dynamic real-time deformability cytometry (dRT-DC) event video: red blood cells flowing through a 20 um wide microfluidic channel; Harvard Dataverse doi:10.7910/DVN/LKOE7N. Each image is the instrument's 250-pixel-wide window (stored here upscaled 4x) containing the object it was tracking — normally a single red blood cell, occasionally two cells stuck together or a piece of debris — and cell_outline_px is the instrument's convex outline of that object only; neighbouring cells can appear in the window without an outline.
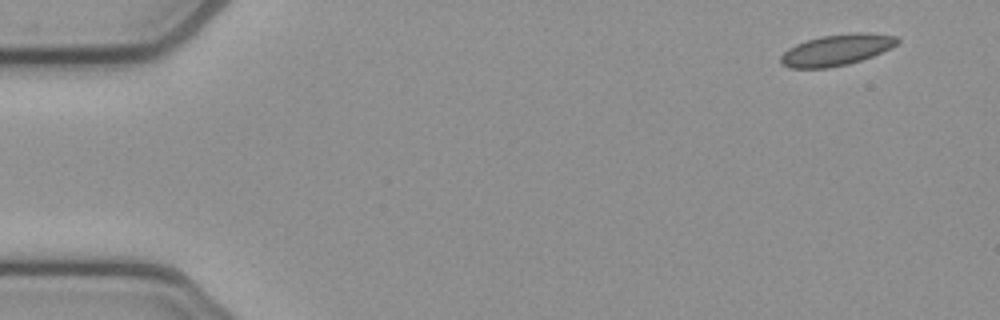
{"species": "common noctule bat (a hibernating species)", "species_latin": "Nyctalus noctula", "temperature_condition": "cold", "stored_images_in_passage": 4, "camera_frame_rate_fps": 3000, "um_per_image_px": 0.085, "animal": {"sex": "female", "body_mass_g": 21.9}, "frame": {"image": 1, "passage_image": 1, "time_ms": 0.0, "image_size_px": [1000, 320], "cell_outline_px": [[900, 40], [892, 48], [872, 56], [848, 64], [828, 68], [788, 68], [780, 64], [780, 56], [788, 48], [796, 44], [820, 36], [856, 32], [868, 32], [896, 36]], "centroid_in_image_um": [71.1, 4.24], "position_along_channel_um": 13.9, "area_um2": 21.27}}